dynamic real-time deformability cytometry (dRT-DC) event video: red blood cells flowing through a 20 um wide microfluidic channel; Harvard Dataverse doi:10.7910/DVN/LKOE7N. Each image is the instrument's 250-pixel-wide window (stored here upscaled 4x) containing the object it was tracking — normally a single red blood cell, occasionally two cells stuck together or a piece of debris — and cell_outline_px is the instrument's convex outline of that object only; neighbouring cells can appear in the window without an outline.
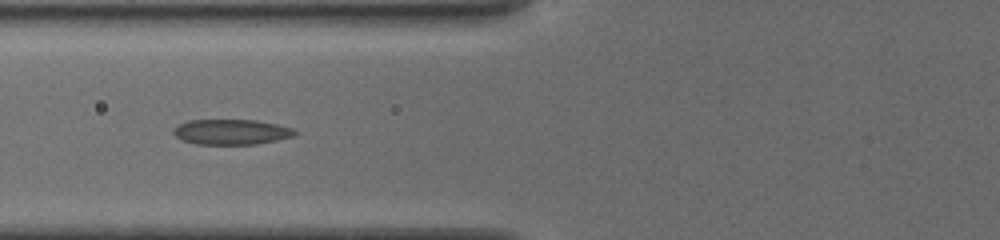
{"species": "common noctule bat (a hibernating species)", "species_latin": "Nyctalus noctula", "temperature_condition": "cold", "stored_images_in_passage": 101, "camera_frame_rate_fps": 3000, "um_per_image_px": 0.085, "animal": {"sex": "female", "body_mass_g": 19.5, "forearm_length_mm": 54.1}, "frame": {"image": 1, "passage_image": 14, "time_ms": 1.667, "image_size_px": [1000, 240], "cell_outline_px": [[296, 132], [292, 136], [276, 140], [256, 144], [196, 144], [184, 140], [176, 136], [172, 132], [172, 128], [176, 124], [188, 120], [256, 120], [276, 124], [292, 128]], "centroid_in_image_um": [19.6, 11.2], "position_along_channel_um": 106.2, "area_um2": 17.8}}
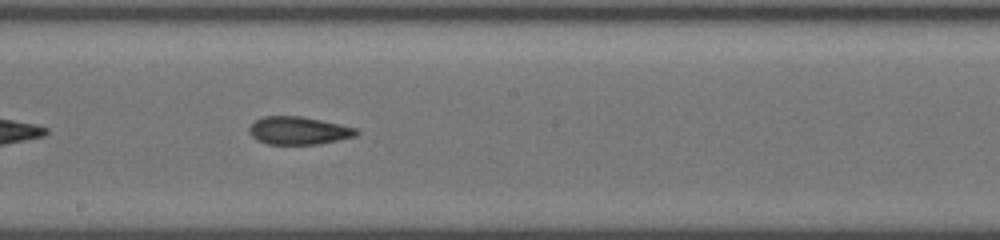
{"frame": {"image": 2, "passage_image": 39, "time_ms": 4.667, "image_size_px": [1000, 240], "cell_outline_px": [[360, 132], [356, 136], [320, 144], [268, 144], [256, 140], [248, 132], [248, 128], [256, 120], [264, 116], [300, 116], [360, 128]], "centroid_in_image_um": [25.41, 11.1], "position_along_channel_um": 222.8, "area_um2": 17.51}}
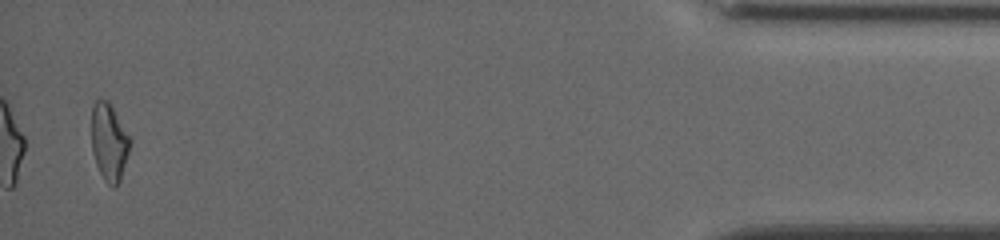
{"frame": {"image": 3, "passage_image": 97, "time_ms": 11.667, "image_size_px": [1000, 240], "cell_outline_px": [[132, 140], [120, 180], [116, 188], [112, 188], [104, 180], [96, 164], [92, 152], [92, 108], [96, 100], [108, 100]], "centroid_in_image_um": [9.28, 12.1], "position_along_channel_um": 425.9, "area_um2": 17.28}, "authors_computed_cell_mechanics": {"area_um2": 17.5712, "velocity_mm_per_s": 3.8808, "shape_relaxation_time_tau1_ms": 6.9683, "shape_relaxation_time_tau2_ms": 2.3133, "deformation_change_tau1": 0.1574, "deformation_change_tau2": 0.1024}}